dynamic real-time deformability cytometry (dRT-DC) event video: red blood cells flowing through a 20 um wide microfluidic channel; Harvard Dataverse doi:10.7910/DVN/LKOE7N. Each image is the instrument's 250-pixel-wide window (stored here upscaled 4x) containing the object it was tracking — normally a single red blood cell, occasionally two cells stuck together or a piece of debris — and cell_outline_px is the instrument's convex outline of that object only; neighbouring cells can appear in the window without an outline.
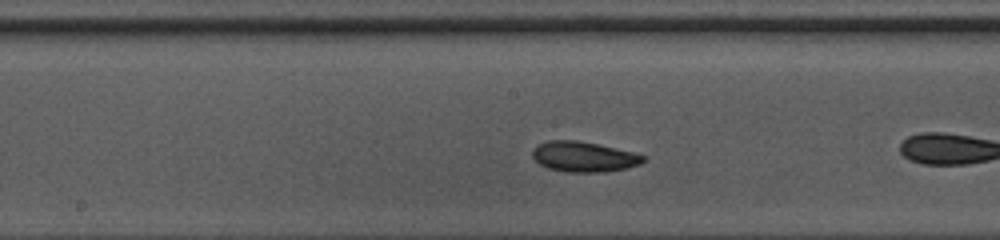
{"species": "common noctule bat (a hibernating species)", "species_latin": "Nyctalus noctula", "temperature_condition": "warm", "stored_images_in_passage": 24, "camera_frame_rate_fps": 3000, "um_per_image_px": 0.085, "animal": {"sex": "female", "body_mass_g": 10.0, "forearm_length_mm": 53.1}, "frame": {"image": 1, "passage_image": 8, "time_ms": 2.333, "image_size_px": [1000, 240], "cell_outline_px": [[648, 156], [640, 164], [628, 168], [604, 172], [568, 172], [548, 168], [540, 164], [532, 156], [532, 148], [536, 144], [548, 140], [576, 140], [616, 148]], "centroid_in_image_um": [49.61, 13.32], "position_along_channel_um": 198.6, "area_um2": 19.65}, "authors_computed_cell_mechanics": {"area_um2": 19.1896, "velocity_mm_per_s": 4.2179, "shape_relaxation_time_tau1_ms": 1.0755, "shape_relaxation_time_tau2_ms": 2.7438, "deformation_change_tau1": 0.0883, "deformation_change_tau2": 0.0761}}